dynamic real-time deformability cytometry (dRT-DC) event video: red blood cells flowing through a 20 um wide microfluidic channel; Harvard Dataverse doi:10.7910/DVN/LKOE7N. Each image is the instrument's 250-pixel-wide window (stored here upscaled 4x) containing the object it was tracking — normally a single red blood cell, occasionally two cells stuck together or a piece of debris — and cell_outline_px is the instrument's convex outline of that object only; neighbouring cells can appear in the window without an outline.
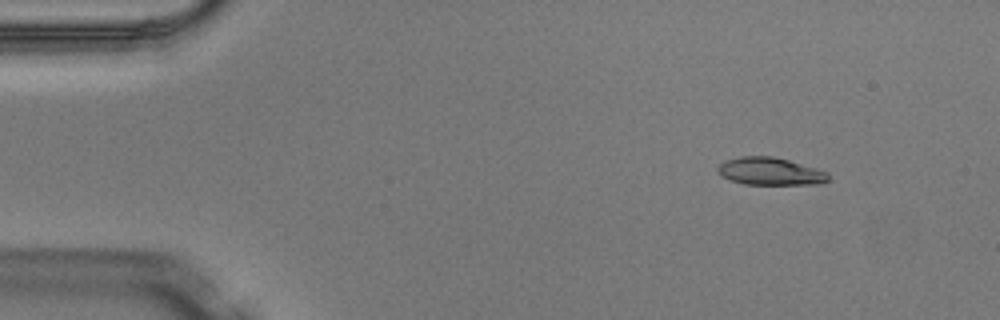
{"species": "Egyptian fruit bat (a non-hibernating species)", "species_latin": "Rousettus aegyptiacus", "temperature_condition": "warm", "stored_images_in_passage": 4, "camera_frame_rate_fps": 3000, "um_per_image_px": 0.085, "animal": {"sex": "male"}, "frame": {"image": 1, "passage_image": 2, "time_ms": 0.333, "image_size_px": [1000, 320], "cell_outline_px": [[828, 180], [820, 184], [744, 184], [728, 180], [720, 176], [716, 172], [716, 168], [724, 160], [740, 156], [772, 156], [788, 160], [816, 168], [828, 172]], "centroid_in_image_um": [65.4, 14.56], "position_along_channel_um": 19.6, "area_um2": 17.92}}